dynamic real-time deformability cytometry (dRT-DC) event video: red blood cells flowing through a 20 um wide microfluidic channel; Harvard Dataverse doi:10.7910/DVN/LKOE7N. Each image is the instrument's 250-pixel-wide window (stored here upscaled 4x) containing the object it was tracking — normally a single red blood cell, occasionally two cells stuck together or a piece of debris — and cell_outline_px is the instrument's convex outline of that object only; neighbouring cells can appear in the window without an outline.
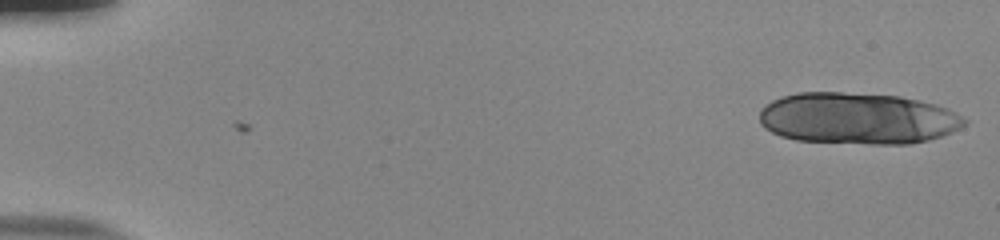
{"species": "human", "species_latin": "Homo sapiens", "temperature_condition": "room temperature", "stored_images_in_passage": 18, "camera_frame_rate_fps": 3000, "um_per_image_px": 0.085, "donor": {"sex": "male"}, "frame": {"image": 1, "passage_image": 1, "time_ms": 0.0, "image_size_px": [1000, 240], "cell_outline_px": [[968, 120], [960, 128], [944, 136], [928, 140], [908, 144], [872, 144], [796, 140], [780, 136], [764, 128], [760, 124], [760, 108], [764, 104], [780, 96], [796, 92], [840, 92], [900, 96], [920, 100], [936, 104], [948, 108], [956, 112]], "centroid_in_image_um": [72.89, 10.06], "position_along_channel_um": 12.1, "area_um2": 62.14}}